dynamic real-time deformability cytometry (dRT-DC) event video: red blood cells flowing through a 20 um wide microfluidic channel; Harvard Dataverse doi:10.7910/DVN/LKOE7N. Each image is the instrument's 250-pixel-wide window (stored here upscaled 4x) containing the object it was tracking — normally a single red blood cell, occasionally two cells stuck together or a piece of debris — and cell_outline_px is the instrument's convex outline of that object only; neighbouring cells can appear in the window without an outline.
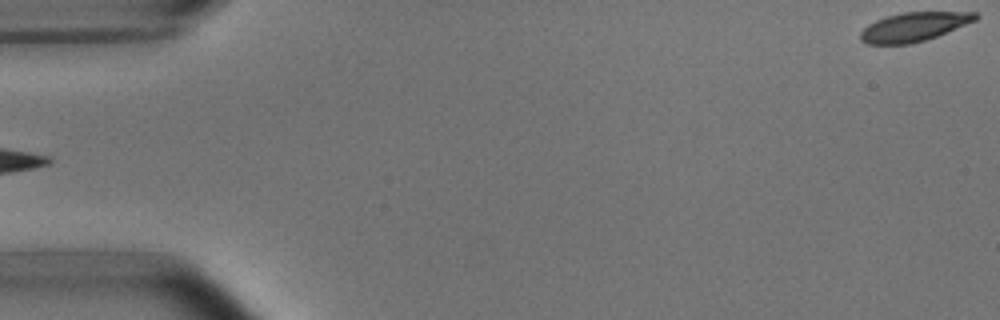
{"species": "common noctule bat (a hibernating species)", "species_latin": "Nyctalus noctula", "temperature_condition": "room temperature", "stored_images_in_passage": 6, "segment_of_instrument_passage": [2, 2], "camera_frame_rate_fps": 3000, "um_per_image_px": 0.085, "animal": {"sex": "male", "body_mass_g": 15.6}, "frame": {"image": 1, "passage_image": 6, "time_ms": 6.0, "image_size_px": [1000, 320], "cell_outline_px": [[980, 16], [976, 20], [936, 36], [924, 40], [908, 44], [868, 44], [860, 40], [860, 32], [868, 24], [876, 20], [900, 12], [976, 12]], "centroid_in_image_um": [77.66, 2.27], "position_along_channel_um": 7.3, "area_um2": 19.25}}